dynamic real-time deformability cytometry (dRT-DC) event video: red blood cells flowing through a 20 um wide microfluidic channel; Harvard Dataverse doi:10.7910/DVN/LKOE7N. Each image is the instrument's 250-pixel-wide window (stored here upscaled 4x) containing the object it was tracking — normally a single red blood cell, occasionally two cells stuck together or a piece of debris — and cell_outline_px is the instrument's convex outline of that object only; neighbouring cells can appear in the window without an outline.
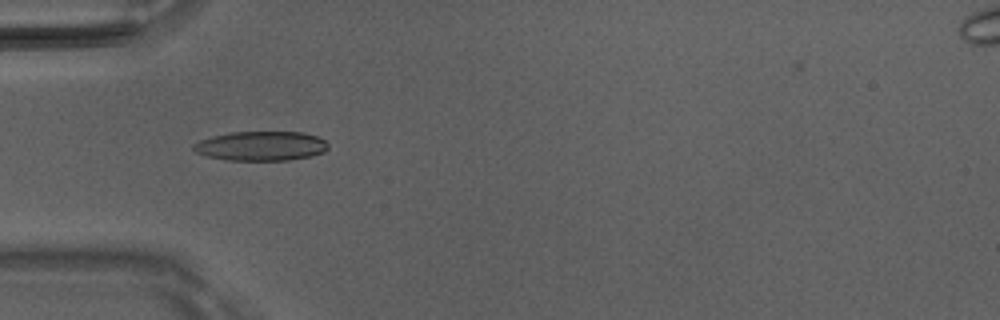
{"species": "Egyptian fruit bat (a non-hibernating species)", "species_latin": "Rousettus aegyptiacus", "temperature_condition": "room temperature", "stored_images_in_passage": 50, "camera_frame_rate_fps": 3000, "um_per_image_px": 0.085, "animal": {"sex": "male"}, "frame": {"image": 1, "passage_image": 16, "time_ms": 5.0, "image_size_px": [1000, 320], "cell_outline_px": [[328, 148], [324, 152], [312, 156], [288, 160], [224, 160], [208, 156], [196, 152], [192, 148], [192, 144], [200, 140], [212, 136], [228, 132], [304, 132], [316, 136], [324, 140], [328, 144]], "centroid_in_image_um": [22.18, 12.4], "position_along_channel_um": 62.8, "area_um2": 23.18}}
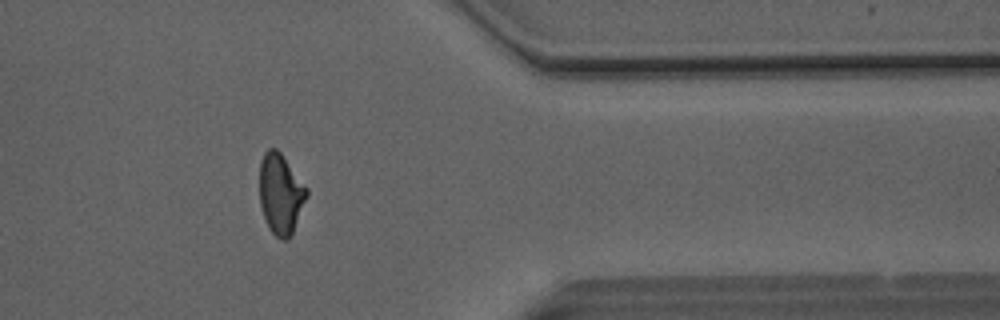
{"frame": {"image": 2, "passage_image": 41, "time_ms": 13.333, "image_size_px": [1000, 320], "cell_outline_px": [[308, 196], [292, 232], [288, 240], [280, 240], [272, 232], [264, 216], [260, 204], [260, 160], [264, 152], [268, 148], [276, 148], [280, 152], [308, 188]], "centroid_in_image_um": [23.86, 16.45], "position_along_channel_um": 387.5, "area_um2": 21.96}}
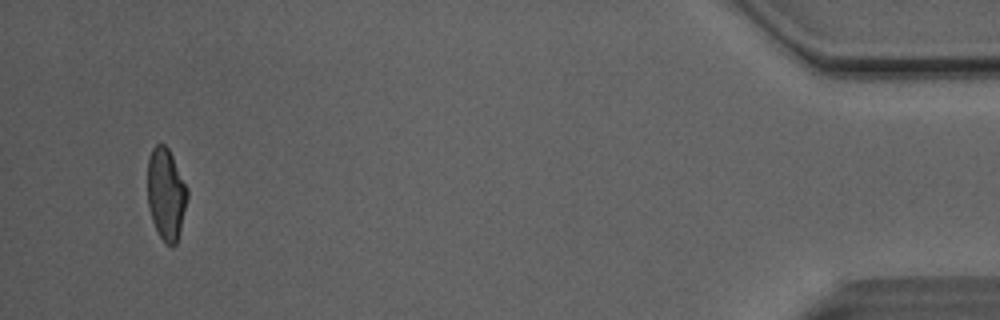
{"frame": {"image": 3, "passage_image": 48, "time_ms": 15.667, "image_size_px": [1000, 320], "cell_outline_px": [[188, 196], [176, 244], [172, 248], [160, 236], [152, 220], [148, 204], [148, 156], [152, 148], [156, 144], [164, 144], [168, 148], [188, 188]], "centroid_in_image_um": [14.11, 16.46], "position_along_channel_um": 421.1, "area_um2": 21.04}, "authors_computed_cell_mechanics": {"area_um2": 22.2241, "velocity_mm_per_s": 4.1236, "shape_relaxation_time_tau1_ms": 5.596, "shape_relaxation_time_tau2_ms": 1.3632, "deformation_change_tau1": 0.2105, "deformation_change_tau2": 0.0827}}